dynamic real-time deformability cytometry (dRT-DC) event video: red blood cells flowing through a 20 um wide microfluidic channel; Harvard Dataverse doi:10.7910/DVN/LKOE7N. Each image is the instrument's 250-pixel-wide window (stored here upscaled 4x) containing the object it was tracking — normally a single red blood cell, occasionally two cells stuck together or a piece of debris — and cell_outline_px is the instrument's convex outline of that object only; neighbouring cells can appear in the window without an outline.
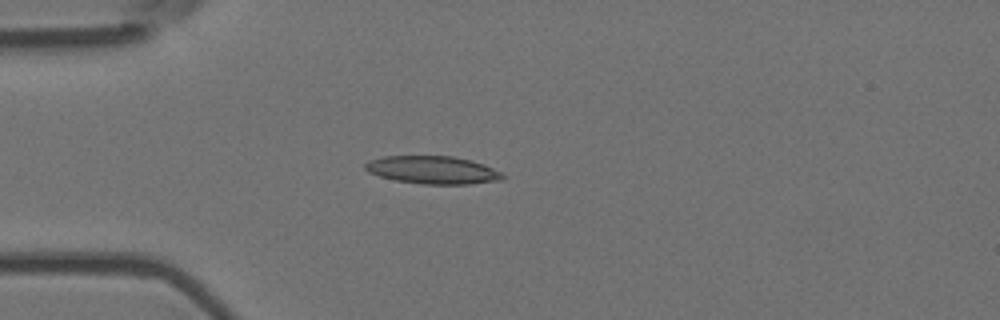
{"species": "Egyptian fruit bat (a non-hibernating species)", "species_latin": "Rousettus aegyptiacus", "temperature_condition": "room temperature", "stored_images_in_passage": 4, "camera_frame_rate_fps": 3000, "um_per_image_px": 0.085, "animal": {"sex": "female"}, "frame": {"image": 1, "passage_image": 4, "time_ms": 1.0, "image_size_px": [1000, 320], "cell_outline_px": [[504, 180], [468, 184], [424, 184], [396, 180], [380, 176], [368, 172], [364, 168], [364, 164], [372, 160], [384, 156], [452, 156], [472, 160], [484, 164], [500, 172], [504, 176]], "centroid_in_image_um": [36.8, 14.45], "position_along_channel_um": 48.2, "area_um2": 22.2}}